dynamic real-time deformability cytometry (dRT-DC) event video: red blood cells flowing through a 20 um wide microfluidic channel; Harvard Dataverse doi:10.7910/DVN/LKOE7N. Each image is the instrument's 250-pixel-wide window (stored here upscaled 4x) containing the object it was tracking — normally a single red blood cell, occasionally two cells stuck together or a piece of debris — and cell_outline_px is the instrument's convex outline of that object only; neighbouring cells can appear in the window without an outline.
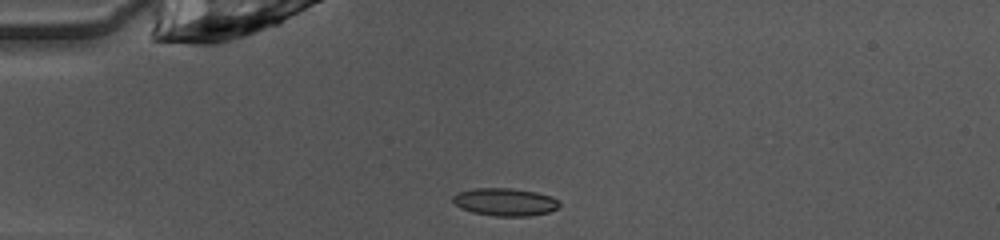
{"species": "common noctule bat (a hibernating species)", "species_latin": "Nyctalus noctula", "temperature_condition": "warm", "stored_images_in_passage": 38, "camera_frame_rate_fps": 3000, "um_per_image_px": 0.085, "animal": {"sex": "female", "body_mass_g": 10.0, "forearm_length_mm": 53.1}, "frame": {"image": 1, "passage_image": 1, "time_ms": 0.0, "image_size_px": [1000, 240], "cell_outline_px": [[560, 204], [556, 208], [548, 212], [528, 216], [496, 216], [472, 212], [460, 208], [452, 200], [452, 196], [460, 192], [476, 188], [512, 188], [536, 192], [552, 196], [560, 200]], "centroid_in_image_um": [42.95, 17.16], "position_along_channel_um": 42.1, "area_um2": 17.17}}
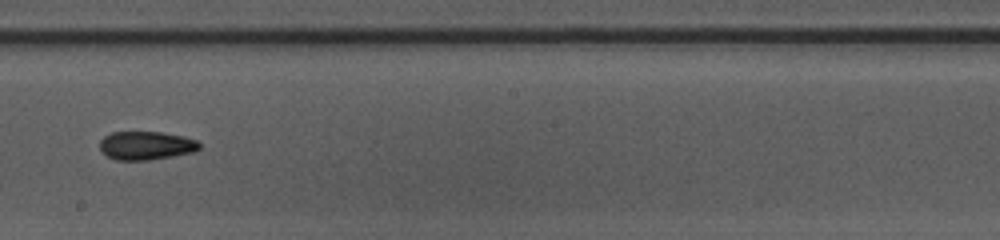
{"frame": {"image": 2, "passage_image": 17, "time_ms": 5.333, "image_size_px": [1000, 240], "cell_outline_px": [[200, 148], [196, 152], [148, 160], [116, 160], [108, 156], [100, 148], [100, 140], [104, 136], [112, 132], [160, 132], [184, 136], [196, 140], [200, 144]], "centroid_in_image_um": [12.44, 12.37], "position_along_channel_um": 235.8, "area_um2": 16.53}}
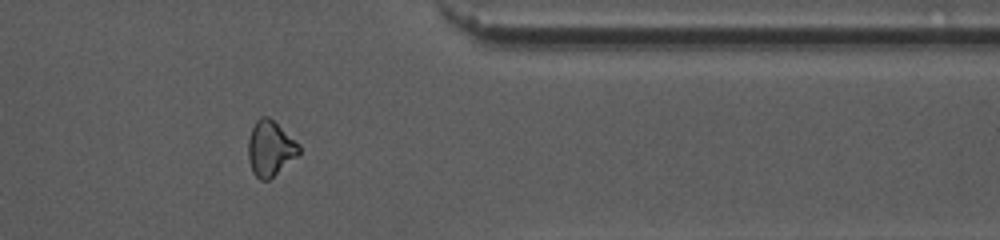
{"frame": {"image": 3, "passage_image": 29, "time_ms": 9.333, "image_size_px": [1000, 240], "cell_outline_px": [[300, 156], [268, 180], [260, 180], [252, 172], [248, 160], [248, 140], [252, 128], [256, 120], [260, 116], [268, 116], [300, 144]], "centroid_in_image_um": [22.98, 12.63], "position_along_channel_um": 388.4, "area_um2": 16.59}, "authors_computed_cell_mechanics": {"area_um2": 16.5019, "velocity_mm_per_s": 4.0785, "shape_relaxation_time_tau1_ms": 6.8102, "shape_relaxation_time_tau2_ms": 5.4071, "deformation_change_tau1": 0.1574, "deformation_change_tau2": 0.1239}}